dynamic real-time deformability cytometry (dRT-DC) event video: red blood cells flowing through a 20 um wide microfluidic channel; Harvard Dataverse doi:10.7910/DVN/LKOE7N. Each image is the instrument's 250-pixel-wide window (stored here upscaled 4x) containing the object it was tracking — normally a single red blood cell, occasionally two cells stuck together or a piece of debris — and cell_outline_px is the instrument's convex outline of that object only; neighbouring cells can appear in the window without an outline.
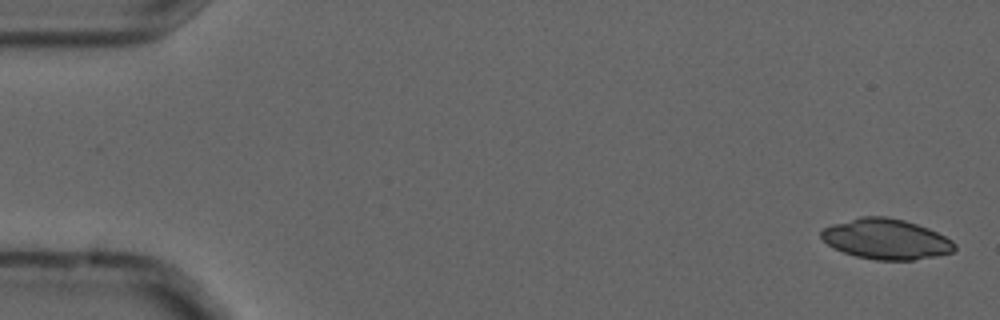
{"species": "common noctule bat (a hibernating species)", "species_latin": "Nyctalus noctula", "temperature_condition": "cold", "stored_images_in_passage": 4, "camera_frame_rate_fps": 3000, "um_per_image_px": 0.085, "animal": {"sex": "male", "forearm_length_mm": 52.5}, "frame": {"image": 1, "passage_image": 1, "time_ms": 0.0, "image_size_px": [1000, 320], "cell_outline_px": [[956, 248], [952, 252], [936, 256], [912, 260], [876, 260], [856, 256], [844, 252], [828, 244], [820, 236], [820, 232], [824, 228], [832, 224], [860, 216], [884, 216], [904, 220], [928, 228], [952, 240], [956, 244]], "centroid_in_image_um": [75.32, 20.32], "position_along_channel_um": 9.7, "area_um2": 31.21}}